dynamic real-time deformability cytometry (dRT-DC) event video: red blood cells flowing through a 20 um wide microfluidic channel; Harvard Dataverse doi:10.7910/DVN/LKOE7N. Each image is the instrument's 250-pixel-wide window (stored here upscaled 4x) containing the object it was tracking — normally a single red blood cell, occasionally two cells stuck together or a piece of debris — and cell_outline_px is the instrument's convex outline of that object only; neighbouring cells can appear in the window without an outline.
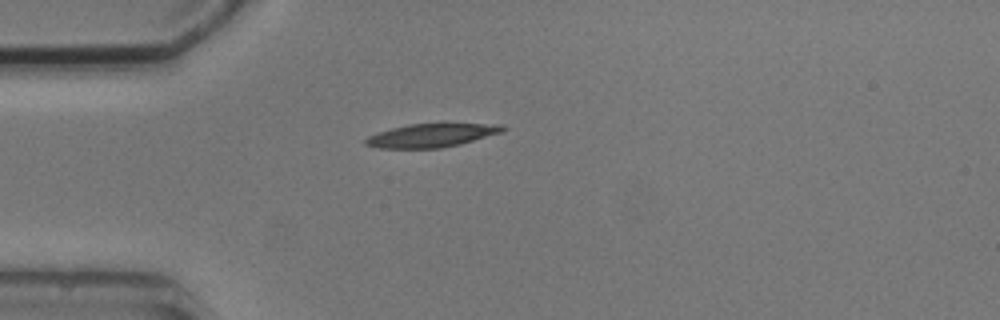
{"species": "common noctule bat (a hibernating species)", "species_latin": "Nyctalus noctula", "temperature_condition": "cold", "stored_images_in_passage": 3, "camera_frame_rate_fps": 3000, "um_per_image_px": 0.085, "animal": {"sex": "male", "body_mass_g": 20.5, "forearm_length_mm": 52.5}, "frame": {"image": 1, "passage_image": 1, "time_ms": 0.0, "image_size_px": [1000, 320], "cell_outline_px": [[508, 128], [504, 132], [460, 144], [440, 148], [380, 148], [364, 144], [364, 140], [368, 136], [392, 128], [408, 124], [440, 120], [444, 120], [504, 124]], "centroid_in_image_um": [36.85, 11.43], "position_along_channel_um": 48.2, "area_um2": 20.11}}